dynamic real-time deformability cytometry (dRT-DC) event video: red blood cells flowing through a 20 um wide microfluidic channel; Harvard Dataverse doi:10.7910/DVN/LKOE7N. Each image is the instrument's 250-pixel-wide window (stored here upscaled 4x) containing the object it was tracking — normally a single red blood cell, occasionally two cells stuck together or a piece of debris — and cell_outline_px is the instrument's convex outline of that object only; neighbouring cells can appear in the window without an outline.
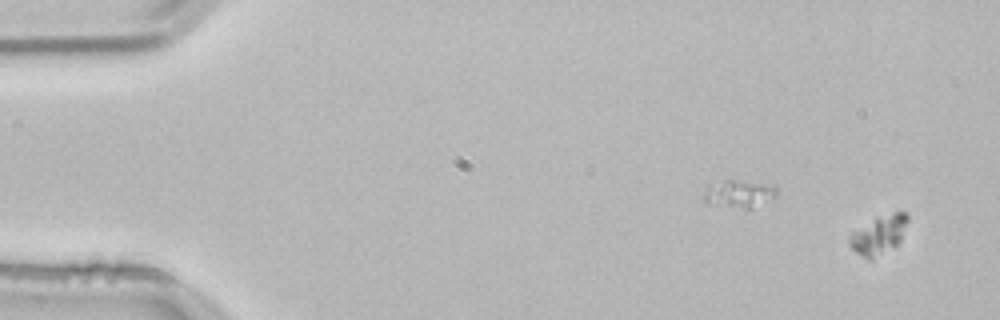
{"species": "common noctule bat (a hibernating species)", "species_latin": "Nyctalus noctula", "temperature_condition": "room temperature", "stored_images_in_passage": 4, "camera_frame_rate_fps": 3000, "um_per_image_px": 0.085, "animal": {"sex": "male", "body_mass_g": 21.5, "forearm_length_mm": 52.0}, "frame": {"image": 1, "passage_image": 1, "time_ms": 0.0, "image_size_px": [1000, 320], "cell_outline_px": [[908, 220], [900, 240], [896, 244], [872, 260], [868, 260], [856, 252], [848, 244], [848, 240], [852, 232], [876, 216], [892, 212], [908, 212]], "centroid_in_image_um": [74.68, 19.94], "position_along_channel_um": 10.3, "area_um2": 13.12}}
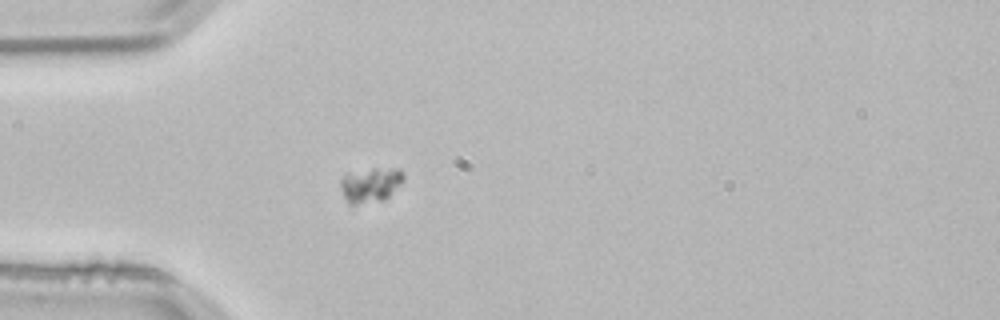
{"frame": {"image": 2, "passage_image": 4, "time_ms": 1.0, "image_size_px": [1000, 320], "cell_outline_px": [[404, 180], [384, 200], [356, 204], [348, 204], [340, 188], [340, 180], [344, 176], [372, 168], [400, 168], [404, 172]], "centroid_in_image_um": [31.52, 15.71], "position_along_channel_um": 53.5, "area_um2": 12.6}}